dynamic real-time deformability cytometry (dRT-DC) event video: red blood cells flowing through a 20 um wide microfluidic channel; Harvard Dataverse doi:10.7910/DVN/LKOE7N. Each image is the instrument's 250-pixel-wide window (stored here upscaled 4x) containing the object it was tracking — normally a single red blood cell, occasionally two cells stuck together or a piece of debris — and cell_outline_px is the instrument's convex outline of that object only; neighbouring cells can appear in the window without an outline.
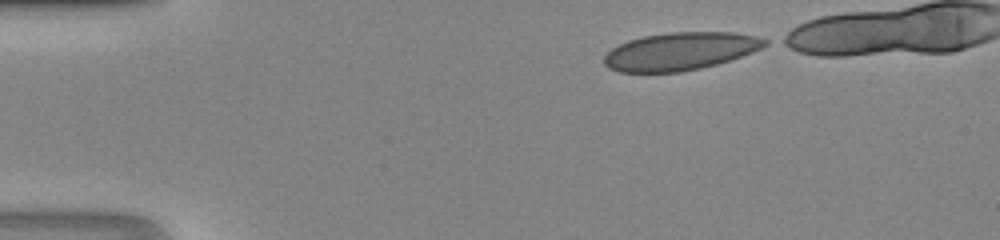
{"species": "human", "species_latin": "Homo sapiens", "temperature_condition": "room temperature", "stored_images_in_passage": 36, "camera_frame_rate_fps": 3000, "um_per_image_px": 0.085, "donor": {"sex": "male"}, "frame": {"image": 1, "passage_image": 1, "time_ms": 0.0, "image_size_px": [1000, 240], "cell_outline_px": [[768, 44], [752, 52], [716, 64], [700, 68], [680, 72], [620, 72], [608, 68], [604, 64], [604, 56], [612, 48], [628, 40], [644, 36], [668, 32], [732, 32], [756, 36], [768, 40]], "centroid_in_image_um": [57.8, 4.35], "position_along_channel_um": 27.2, "area_um2": 35.2}}
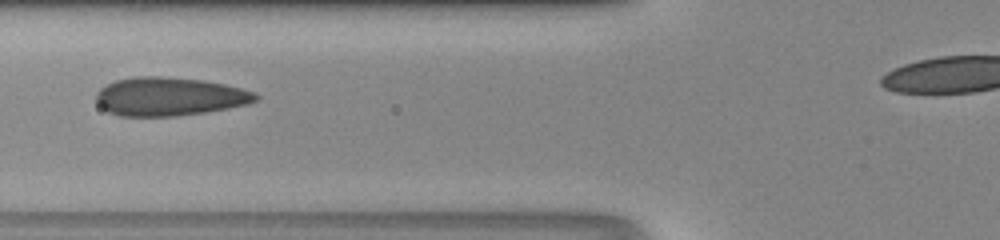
{"frame": {"image": 2, "passage_image": 12, "time_ms": 3.667, "image_size_px": [1000, 240], "cell_outline_px": [[260, 100], [248, 104], [228, 108], [204, 112], [176, 116], [120, 116], [108, 112], [96, 100], [96, 92], [100, 88], [116, 80], [136, 76], [160, 76], [200, 80], [224, 84], [256, 92], [260, 96]], "centroid_in_image_um": [14.43, 8.21], "position_along_channel_um": 111.4, "area_um2": 35.72}}
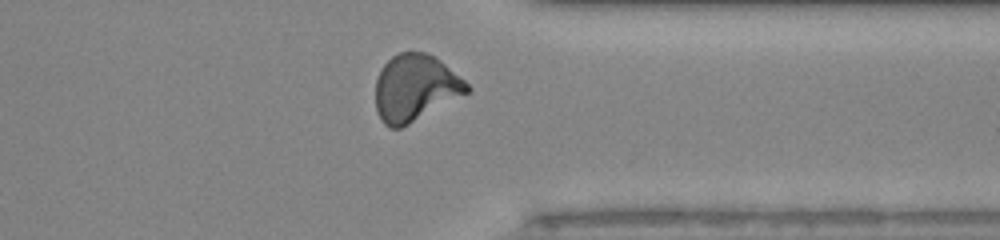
{"frame": {"image": 3, "passage_image": 30, "time_ms": 9.667, "image_size_px": [1000, 240], "cell_outline_px": [[472, 88], [468, 92], [408, 124], [400, 128], [388, 128], [380, 120], [376, 112], [376, 80], [384, 64], [392, 56], [400, 52], [424, 52], [440, 60], [464, 80]], "centroid_in_image_um": [35.26, 7.47], "position_along_channel_um": 376.1, "area_um2": 35.08}}